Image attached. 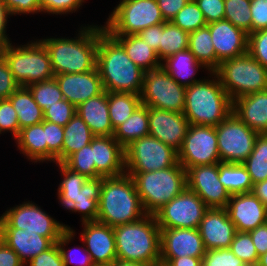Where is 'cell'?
<instances>
[{
	"mask_svg": "<svg viewBox=\"0 0 267 266\" xmlns=\"http://www.w3.org/2000/svg\"><path fill=\"white\" fill-rule=\"evenodd\" d=\"M216 52V69L227 59H232L248 52V34L234 26L230 21L220 20L207 24Z\"/></svg>",
	"mask_w": 267,
	"mask_h": 266,
	"instance_id": "ffe728a7",
	"label": "cell"
},
{
	"mask_svg": "<svg viewBox=\"0 0 267 266\" xmlns=\"http://www.w3.org/2000/svg\"><path fill=\"white\" fill-rule=\"evenodd\" d=\"M0 266H25L18 254L0 239Z\"/></svg>",
	"mask_w": 267,
	"mask_h": 266,
	"instance_id": "e7e4bbea",
	"label": "cell"
},
{
	"mask_svg": "<svg viewBox=\"0 0 267 266\" xmlns=\"http://www.w3.org/2000/svg\"><path fill=\"white\" fill-rule=\"evenodd\" d=\"M0 239L18 254L24 264L54 244L47 237L18 228H0Z\"/></svg>",
	"mask_w": 267,
	"mask_h": 266,
	"instance_id": "484cf974",
	"label": "cell"
},
{
	"mask_svg": "<svg viewBox=\"0 0 267 266\" xmlns=\"http://www.w3.org/2000/svg\"><path fill=\"white\" fill-rule=\"evenodd\" d=\"M230 249L246 266H257L259 256L249 232L237 231Z\"/></svg>",
	"mask_w": 267,
	"mask_h": 266,
	"instance_id": "7dc6e473",
	"label": "cell"
},
{
	"mask_svg": "<svg viewBox=\"0 0 267 266\" xmlns=\"http://www.w3.org/2000/svg\"><path fill=\"white\" fill-rule=\"evenodd\" d=\"M211 38L212 36L207 26L189 33L188 49L196 60L208 69V73L216 70V52Z\"/></svg>",
	"mask_w": 267,
	"mask_h": 266,
	"instance_id": "d590c367",
	"label": "cell"
},
{
	"mask_svg": "<svg viewBox=\"0 0 267 266\" xmlns=\"http://www.w3.org/2000/svg\"><path fill=\"white\" fill-rule=\"evenodd\" d=\"M109 266H148V265L143 264V263H138V262H125V261L116 260Z\"/></svg>",
	"mask_w": 267,
	"mask_h": 266,
	"instance_id": "a7ac6f4b",
	"label": "cell"
},
{
	"mask_svg": "<svg viewBox=\"0 0 267 266\" xmlns=\"http://www.w3.org/2000/svg\"><path fill=\"white\" fill-rule=\"evenodd\" d=\"M8 99L16 111L20 129L44 121L43 111L27 87L20 86Z\"/></svg>",
	"mask_w": 267,
	"mask_h": 266,
	"instance_id": "d6a6232c",
	"label": "cell"
},
{
	"mask_svg": "<svg viewBox=\"0 0 267 266\" xmlns=\"http://www.w3.org/2000/svg\"><path fill=\"white\" fill-rule=\"evenodd\" d=\"M251 193L267 207V179L253 184Z\"/></svg>",
	"mask_w": 267,
	"mask_h": 266,
	"instance_id": "003e7915",
	"label": "cell"
},
{
	"mask_svg": "<svg viewBox=\"0 0 267 266\" xmlns=\"http://www.w3.org/2000/svg\"><path fill=\"white\" fill-rule=\"evenodd\" d=\"M75 233L76 232L72 228L67 229L56 242L60 249L63 262H64V266H69V265H74V264L76 266H95L83 242H82V246H83L82 248L80 246L75 247L73 249L69 248V250L65 248L66 245H68L70 242L73 241V239L76 236ZM79 253L81 254L83 253L82 255H80V259L77 258L79 256Z\"/></svg>",
	"mask_w": 267,
	"mask_h": 266,
	"instance_id": "b9f144b4",
	"label": "cell"
},
{
	"mask_svg": "<svg viewBox=\"0 0 267 266\" xmlns=\"http://www.w3.org/2000/svg\"><path fill=\"white\" fill-rule=\"evenodd\" d=\"M138 35L142 38V40L148 44L151 48H153L157 56L159 58V46L161 39V24L150 26L144 30H142Z\"/></svg>",
	"mask_w": 267,
	"mask_h": 266,
	"instance_id": "94428289",
	"label": "cell"
},
{
	"mask_svg": "<svg viewBox=\"0 0 267 266\" xmlns=\"http://www.w3.org/2000/svg\"><path fill=\"white\" fill-rule=\"evenodd\" d=\"M117 260L148 266L160 263V227L154 215L113 227Z\"/></svg>",
	"mask_w": 267,
	"mask_h": 266,
	"instance_id": "5b68a950",
	"label": "cell"
},
{
	"mask_svg": "<svg viewBox=\"0 0 267 266\" xmlns=\"http://www.w3.org/2000/svg\"><path fill=\"white\" fill-rule=\"evenodd\" d=\"M62 164L69 170L85 175L87 178H96L93 150L90 144L71 154Z\"/></svg>",
	"mask_w": 267,
	"mask_h": 266,
	"instance_id": "f6af8a7d",
	"label": "cell"
},
{
	"mask_svg": "<svg viewBox=\"0 0 267 266\" xmlns=\"http://www.w3.org/2000/svg\"><path fill=\"white\" fill-rule=\"evenodd\" d=\"M198 229L206 251L230 248L237 232L225 208H209Z\"/></svg>",
	"mask_w": 267,
	"mask_h": 266,
	"instance_id": "7402d4cb",
	"label": "cell"
},
{
	"mask_svg": "<svg viewBox=\"0 0 267 266\" xmlns=\"http://www.w3.org/2000/svg\"><path fill=\"white\" fill-rule=\"evenodd\" d=\"M20 85L14 79L8 64L0 54V99H8Z\"/></svg>",
	"mask_w": 267,
	"mask_h": 266,
	"instance_id": "9f6ffc18",
	"label": "cell"
},
{
	"mask_svg": "<svg viewBox=\"0 0 267 266\" xmlns=\"http://www.w3.org/2000/svg\"><path fill=\"white\" fill-rule=\"evenodd\" d=\"M209 77L186 87L184 116L191 125L216 127L232 111L233 101L221 86L218 76ZM214 76V77H213Z\"/></svg>",
	"mask_w": 267,
	"mask_h": 266,
	"instance_id": "277c9868",
	"label": "cell"
},
{
	"mask_svg": "<svg viewBox=\"0 0 267 266\" xmlns=\"http://www.w3.org/2000/svg\"><path fill=\"white\" fill-rule=\"evenodd\" d=\"M225 209L236 231L250 232L267 223V207L251 192L231 195Z\"/></svg>",
	"mask_w": 267,
	"mask_h": 266,
	"instance_id": "44dd1931",
	"label": "cell"
},
{
	"mask_svg": "<svg viewBox=\"0 0 267 266\" xmlns=\"http://www.w3.org/2000/svg\"><path fill=\"white\" fill-rule=\"evenodd\" d=\"M60 169L63 177L57 188L58 202L63 208H67L73 201H76L78 192L88 180L85 175L75 173L65 167L62 163H55Z\"/></svg>",
	"mask_w": 267,
	"mask_h": 266,
	"instance_id": "ab89813d",
	"label": "cell"
},
{
	"mask_svg": "<svg viewBox=\"0 0 267 266\" xmlns=\"http://www.w3.org/2000/svg\"><path fill=\"white\" fill-rule=\"evenodd\" d=\"M12 16L4 0H0V50L6 46L12 44L9 38L7 31V23L9 22L8 18Z\"/></svg>",
	"mask_w": 267,
	"mask_h": 266,
	"instance_id": "6125c7cd",
	"label": "cell"
},
{
	"mask_svg": "<svg viewBox=\"0 0 267 266\" xmlns=\"http://www.w3.org/2000/svg\"><path fill=\"white\" fill-rule=\"evenodd\" d=\"M214 73L232 101L240 96L267 90V68L248 52L222 61Z\"/></svg>",
	"mask_w": 267,
	"mask_h": 266,
	"instance_id": "ba28073f",
	"label": "cell"
},
{
	"mask_svg": "<svg viewBox=\"0 0 267 266\" xmlns=\"http://www.w3.org/2000/svg\"><path fill=\"white\" fill-rule=\"evenodd\" d=\"M156 266H166L165 264L159 263Z\"/></svg>",
	"mask_w": 267,
	"mask_h": 266,
	"instance_id": "2644e50d",
	"label": "cell"
},
{
	"mask_svg": "<svg viewBox=\"0 0 267 266\" xmlns=\"http://www.w3.org/2000/svg\"><path fill=\"white\" fill-rule=\"evenodd\" d=\"M25 266H64L63 258L57 243L29 260Z\"/></svg>",
	"mask_w": 267,
	"mask_h": 266,
	"instance_id": "db71d44e",
	"label": "cell"
},
{
	"mask_svg": "<svg viewBox=\"0 0 267 266\" xmlns=\"http://www.w3.org/2000/svg\"><path fill=\"white\" fill-rule=\"evenodd\" d=\"M17 150L32 163H47V142H45L44 121L20 129L15 139Z\"/></svg>",
	"mask_w": 267,
	"mask_h": 266,
	"instance_id": "f1b7e54d",
	"label": "cell"
},
{
	"mask_svg": "<svg viewBox=\"0 0 267 266\" xmlns=\"http://www.w3.org/2000/svg\"><path fill=\"white\" fill-rule=\"evenodd\" d=\"M10 132L14 139L20 133L16 111L9 99H0V135Z\"/></svg>",
	"mask_w": 267,
	"mask_h": 266,
	"instance_id": "f907efd6",
	"label": "cell"
},
{
	"mask_svg": "<svg viewBox=\"0 0 267 266\" xmlns=\"http://www.w3.org/2000/svg\"><path fill=\"white\" fill-rule=\"evenodd\" d=\"M251 33L267 29V0H251Z\"/></svg>",
	"mask_w": 267,
	"mask_h": 266,
	"instance_id": "6f0895ef",
	"label": "cell"
},
{
	"mask_svg": "<svg viewBox=\"0 0 267 266\" xmlns=\"http://www.w3.org/2000/svg\"><path fill=\"white\" fill-rule=\"evenodd\" d=\"M258 256L267 252V223L249 232Z\"/></svg>",
	"mask_w": 267,
	"mask_h": 266,
	"instance_id": "be15d7a7",
	"label": "cell"
},
{
	"mask_svg": "<svg viewBox=\"0 0 267 266\" xmlns=\"http://www.w3.org/2000/svg\"><path fill=\"white\" fill-rule=\"evenodd\" d=\"M177 162L178 152L151 135L125 148V172H151L172 167Z\"/></svg>",
	"mask_w": 267,
	"mask_h": 266,
	"instance_id": "4fadbf2b",
	"label": "cell"
},
{
	"mask_svg": "<svg viewBox=\"0 0 267 266\" xmlns=\"http://www.w3.org/2000/svg\"><path fill=\"white\" fill-rule=\"evenodd\" d=\"M190 0H157L162 16L170 22Z\"/></svg>",
	"mask_w": 267,
	"mask_h": 266,
	"instance_id": "91938a15",
	"label": "cell"
},
{
	"mask_svg": "<svg viewBox=\"0 0 267 266\" xmlns=\"http://www.w3.org/2000/svg\"><path fill=\"white\" fill-rule=\"evenodd\" d=\"M209 207L187 187L155 214L160 229L198 228Z\"/></svg>",
	"mask_w": 267,
	"mask_h": 266,
	"instance_id": "5bb4252c",
	"label": "cell"
},
{
	"mask_svg": "<svg viewBox=\"0 0 267 266\" xmlns=\"http://www.w3.org/2000/svg\"><path fill=\"white\" fill-rule=\"evenodd\" d=\"M178 162L187 170L192 166L221 163L214 126L189 125Z\"/></svg>",
	"mask_w": 267,
	"mask_h": 266,
	"instance_id": "9a60e30c",
	"label": "cell"
},
{
	"mask_svg": "<svg viewBox=\"0 0 267 266\" xmlns=\"http://www.w3.org/2000/svg\"><path fill=\"white\" fill-rule=\"evenodd\" d=\"M80 240L84 243L95 266H109L117 260L113 227L90 221L81 223Z\"/></svg>",
	"mask_w": 267,
	"mask_h": 266,
	"instance_id": "e0dca14e",
	"label": "cell"
},
{
	"mask_svg": "<svg viewBox=\"0 0 267 266\" xmlns=\"http://www.w3.org/2000/svg\"><path fill=\"white\" fill-rule=\"evenodd\" d=\"M124 48L129 58L145 72L161 66L156 51L137 35H112Z\"/></svg>",
	"mask_w": 267,
	"mask_h": 266,
	"instance_id": "4dcf8cb0",
	"label": "cell"
},
{
	"mask_svg": "<svg viewBox=\"0 0 267 266\" xmlns=\"http://www.w3.org/2000/svg\"><path fill=\"white\" fill-rule=\"evenodd\" d=\"M95 135L84 120L76 113L64 126V140L62 147V163L82 147L89 145Z\"/></svg>",
	"mask_w": 267,
	"mask_h": 266,
	"instance_id": "836d02e7",
	"label": "cell"
},
{
	"mask_svg": "<svg viewBox=\"0 0 267 266\" xmlns=\"http://www.w3.org/2000/svg\"><path fill=\"white\" fill-rule=\"evenodd\" d=\"M96 178L125 173V149L113 136H95L91 143Z\"/></svg>",
	"mask_w": 267,
	"mask_h": 266,
	"instance_id": "cb8c5ba5",
	"label": "cell"
},
{
	"mask_svg": "<svg viewBox=\"0 0 267 266\" xmlns=\"http://www.w3.org/2000/svg\"><path fill=\"white\" fill-rule=\"evenodd\" d=\"M202 266H246L230 248L211 249L202 257Z\"/></svg>",
	"mask_w": 267,
	"mask_h": 266,
	"instance_id": "c3c4849f",
	"label": "cell"
},
{
	"mask_svg": "<svg viewBox=\"0 0 267 266\" xmlns=\"http://www.w3.org/2000/svg\"><path fill=\"white\" fill-rule=\"evenodd\" d=\"M205 252L198 228L160 229V258H202Z\"/></svg>",
	"mask_w": 267,
	"mask_h": 266,
	"instance_id": "d6986e66",
	"label": "cell"
},
{
	"mask_svg": "<svg viewBox=\"0 0 267 266\" xmlns=\"http://www.w3.org/2000/svg\"><path fill=\"white\" fill-rule=\"evenodd\" d=\"M135 183L143 209L154 215L186 187V169L177 162L174 166L151 172H126Z\"/></svg>",
	"mask_w": 267,
	"mask_h": 266,
	"instance_id": "8992f818",
	"label": "cell"
},
{
	"mask_svg": "<svg viewBox=\"0 0 267 266\" xmlns=\"http://www.w3.org/2000/svg\"><path fill=\"white\" fill-rule=\"evenodd\" d=\"M189 33L183 31L171 21L161 23L159 59L163 61L170 55L188 49Z\"/></svg>",
	"mask_w": 267,
	"mask_h": 266,
	"instance_id": "74e56055",
	"label": "cell"
},
{
	"mask_svg": "<svg viewBox=\"0 0 267 266\" xmlns=\"http://www.w3.org/2000/svg\"><path fill=\"white\" fill-rule=\"evenodd\" d=\"M218 178L219 163L192 166L186 170L187 188L195 192L209 208H226L231 197Z\"/></svg>",
	"mask_w": 267,
	"mask_h": 266,
	"instance_id": "2e32d148",
	"label": "cell"
},
{
	"mask_svg": "<svg viewBox=\"0 0 267 266\" xmlns=\"http://www.w3.org/2000/svg\"><path fill=\"white\" fill-rule=\"evenodd\" d=\"M207 24L224 20V0H195Z\"/></svg>",
	"mask_w": 267,
	"mask_h": 266,
	"instance_id": "11a10c76",
	"label": "cell"
},
{
	"mask_svg": "<svg viewBox=\"0 0 267 266\" xmlns=\"http://www.w3.org/2000/svg\"><path fill=\"white\" fill-rule=\"evenodd\" d=\"M218 180L230 195L250 193L253 186L251 177L242 163H219Z\"/></svg>",
	"mask_w": 267,
	"mask_h": 266,
	"instance_id": "e575fe53",
	"label": "cell"
},
{
	"mask_svg": "<svg viewBox=\"0 0 267 266\" xmlns=\"http://www.w3.org/2000/svg\"><path fill=\"white\" fill-rule=\"evenodd\" d=\"M215 129L221 163H243L252 153L259 135L234 112H231Z\"/></svg>",
	"mask_w": 267,
	"mask_h": 266,
	"instance_id": "7c38bea8",
	"label": "cell"
},
{
	"mask_svg": "<svg viewBox=\"0 0 267 266\" xmlns=\"http://www.w3.org/2000/svg\"><path fill=\"white\" fill-rule=\"evenodd\" d=\"M63 97L75 107L104 92L97 67L84 73L54 75Z\"/></svg>",
	"mask_w": 267,
	"mask_h": 266,
	"instance_id": "603a6c76",
	"label": "cell"
},
{
	"mask_svg": "<svg viewBox=\"0 0 267 266\" xmlns=\"http://www.w3.org/2000/svg\"><path fill=\"white\" fill-rule=\"evenodd\" d=\"M33 95L34 101L40 106L43 113L56 102L63 100V93L55 78L32 83L27 86Z\"/></svg>",
	"mask_w": 267,
	"mask_h": 266,
	"instance_id": "7bdbcfd3",
	"label": "cell"
},
{
	"mask_svg": "<svg viewBox=\"0 0 267 266\" xmlns=\"http://www.w3.org/2000/svg\"><path fill=\"white\" fill-rule=\"evenodd\" d=\"M0 228H18L49 238L56 243L70 226L52 218L36 203L24 201L10 207L0 216Z\"/></svg>",
	"mask_w": 267,
	"mask_h": 266,
	"instance_id": "30bf717a",
	"label": "cell"
},
{
	"mask_svg": "<svg viewBox=\"0 0 267 266\" xmlns=\"http://www.w3.org/2000/svg\"><path fill=\"white\" fill-rule=\"evenodd\" d=\"M102 178H88L78 192L76 201H73L66 210L81 214V222L97 221L98 203L102 186Z\"/></svg>",
	"mask_w": 267,
	"mask_h": 266,
	"instance_id": "f546056e",
	"label": "cell"
},
{
	"mask_svg": "<svg viewBox=\"0 0 267 266\" xmlns=\"http://www.w3.org/2000/svg\"><path fill=\"white\" fill-rule=\"evenodd\" d=\"M45 142H47V162L62 163L64 127L44 120Z\"/></svg>",
	"mask_w": 267,
	"mask_h": 266,
	"instance_id": "bcb514c9",
	"label": "cell"
},
{
	"mask_svg": "<svg viewBox=\"0 0 267 266\" xmlns=\"http://www.w3.org/2000/svg\"><path fill=\"white\" fill-rule=\"evenodd\" d=\"M257 266H267V252L259 256Z\"/></svg>",
	"mask_w": 267,
	"mask_h": 266,
	"instance_id": "89a4df30",
	"label": "cell"
},
{
	"mask_svg": "<svg viewBox=\"0 0 267 266\" xmlns=\"http://www.w3.org/2000/svg\"><path fill=\"white\" fill-rule=\"evenodd\" d=\"M13 15L41 13L40 0H4Z\"/></svg>",
	"mask_w": 267,
	"mask_h": 266,
	"instance_id": "680465c9",
	"label": "cell"
},
{
	"mask_svg": "<svg viewBox=\"0 0 267 266\" xmlns=\"http://www.w3.org/2000/svg\"><path fill=\"white\" fill-rule=\"evenodd\" d=\"M0 54L22 87L54 78L50 55L39 39L24 45L10 44L1 49Z\"/></svg>",
	"mask_w": 267,
	"mask_h": 266,
	"instance_id": "52a82bcc",
	"label": "cell"
},
{
	"mask_svg": "<svg viewBox=\"0 0 267 266\" xmlns=\"http://www.w3.org/2000/svg\"><path fill=\"white\" fill-rule=\"evenodd\" d=\"M232 112L252 130L267 133V90L238 97Z\"/></svg>",
	"mask_w": 267,
	"mask_h": 266,
	"instance_id": "d4e9b609",
	"label": "cell"
},
{
	"mask_svg": "<svg viewBox=\"0 0 267 266\" xmlns=\"http://www.w3.org/2000/svg\"><path fill=\"white\" fill-rule=\"evenodd\" d=\"M85 0H40L41 13L64 15L78 12Z\"/></svg>",
	"mask_w": 267,
	"mask_h": 266,
	"instance_id": "f5cc1de1",
	"label": "cell"
},
{
	"mask_svg": "<svg viewBox=\"0 0 267 266\" xmlns=\"http://www.w3.org/2000/svg\"><path fill=\"white\" fill-rule=\"evenodd\" d=\"M145 213L133 178L126 172L103 177L97 221L115 227L141 220Z\"/></svg>",
	"mask_w": 267,
	"mask_h": 266,
	"instance_id": "3957f363",
	"label": "cell"
},
{
	"mask_svg": "<svg viewBox=\"0 0 267 266\" xmlns=\"http://www.w3.org/2000/svg\"><path fill=\"white\" fill-rule=\"evenodd\" d=\"M248 53L267 68V29L248 34Z\"/></svg>",
	"mask_w": 267,
	"mask_h": 266,
	"instance_id": "816d5d0a",
	"label": "cell"
},
{
	"mask_svg": "<svg viewBox=\"0 0 267 266\" xmlns=\"http://www.w3.org/2000/svg\"><path fill=\"white\" fill-rule=\"evenodd\" d=\"M189 121L183 113L148 107L149 135L177 152L181 149Z\"/></svg>",
	"mask_w": 267,
	"mask_h": 266,
	"instance_id": "ac0fdd59",
	"label": "cell"
},
{
	"mask_svg": "<svg viewBox=\"0 0 267 266\" xmlns=\"http://www.w3.org/2000/svg\"><path fill=\"white\" fill-rule=\"evenodd\" d=\"M149 135L148 106L141 104L114 131L113 137L125 149L133 141Z\"/></svg>",
	"mask_w": 267,
	"mask_h": 266,
	"instance_id": "1f68e13d",
	"label": "cell"
},
{
	"mask_svg": "<svg viewBox=\"0 0 267 266\" xmlns=\"http://www.w3.org/2000/svg\"><path fill=\"white\" fill-rule=\"evenodd\" d=\"M161 66L178 84L185 87L203 80L195 77L200 68L208 70L189 49L168 56L161 61Z\"/></svg>",
	"mask_w": 267,
	"mask_h": 266,
	"instance_id": "83f0119b",
	"label": "cell"
},
{
	"mask_svg": "<svg viewBox=\"0 0 267 266\" xmlns=\"http://www.w3.org/2000/svg\"><path fill=\"white\" fill-rule=\"evenodd\" d=\"M96 67L104 91L140 95L145 71L129 58L122 45L105 30L104 25L98 26Z\"/></svg>",
	"mask_w": 267,
	"mask_h": 266,
	"instance_id": "6da1fadb",
	"label": "cell"
},
{
	"mask_svg": "<svg viewBox=\"0 0 267 266\" xmlns=\"http://www.w3.org/2000/svg\"><path fill=\"white\" fill-rule=\"evenodd\" d=\"M242 164L253 184L267 179V133L257 136L252 153Z\"/></svg>",
	"mask_w": 267,
	"mask_h": 266,
	"instance_id": "f35d334b",
	"label": "cell"
},
{
	"mask_svg": "<svg viewBox=\"0 0 267 266\" xmlns=\"http://www.w3.org/2000/svg\"><path fill=\"white\" fill-rule=\"evenodd\" d=\"M76 113L84 120L95 136H113L110 121L108 92L88 99L76 107Z\"/></svg>",
	"mask_w": 267,
	"mask_h": 266,
	"instance_id": "4316f807",
	"label": "cell"
},
{
	"mask_svg": "<svg viewBox=\"0 0 267 266\" xmlns=\"http://www.w3.org/2000/svg\"><path fill=\"white\" fill-rule=\"evenodd\" d=\"M186 87L178 84L162 67L145 72L141 103L156 109L183 113Z\"/></svg>",
	"mask_w": 267,
	"mask_h": 266,
	"instance_id": "8fae6325",
	"label": "cell"
},
{
	"mask_svg": "<svg viewBox=\"0 0 267 266\" xmlns=\"http://www.w3.org/2000/svg\"><path fill=\"white\" fill-rule=\"evenodd\" d=\"M108 17L104 28L111 35H137L166 22L157 0H120Z\"/></svg>",
	"mask_w": 267,
	"mask_h": 266,
	"instance_id": "9c48e42d",
	"label": "cell"
},
{
	"mask_svg": "<svg viewBox=\"0 0 267 266\" xmlns=\"http://www.w3.org/2000/svg\"><path fill=\"white\" fill-rule=\"evenodd\" d=\"M171 22L187 33L207 26L202 11L195 0H190L171 20Z\"/></svg>",
	"mask_w": 267,
	"mask_h": 266,
	"instance_id": "ee69618b",
	"label": "cell"
},
{
	"mask_svg": "<svg viewBox=\"0 0 267 266\" xmlns=\"http://www.w3.org/2000/svg\"><path fill=\"white\" fill-rule=\"evenodd\" d=\"M251 0H224V20L247 34L251 33Z\"/></svg>",
	"mask_w": 267,
	"mask_h": 266,
	"instance_id": "60d3db41",
	"label": "cell"
},
{
	"mask_svg": "<svg viewBox=\"0 0 267 266\" xmlns=\"http://www.w3.org/2000/svg\"><path fill=\"white\" fill-rule=\"evenodd\" d=\"M166 266H202V258L183 256L178 258H160Z\"/></svg>",
	"mask_w": 267,
	"mask_h": 266,
	"instance_id": "03108f58",
	"label": "cell"
},
{
	"mask_svg": "<svg viewBox=\"0 0 267 266\" xmlns=\"http://www.w3.org/2000/svg\"><path fill=\"white\" fill-rule=\"evenodd\" d=\"M141 104L138 94L108 92L109 116L113 129L125 122Z\"/></svg>",
	"mask_w": 267,
	"mask_h": 266,
	"instance_id": "8d00e7d4",
	"label": "cell"
},
{
	"mask_svg": "<svg viewBox=\"0 0 267 266\" xmlns=\"http://www.w3.org/2000/svg\"><path fill=\"white\" fill-rule=\"evenodd\" d=\"M47 48L54 75L84 73L97 63L98 25L82 26L74 38L39 39Z\"/></svg>",
	"mask_w": 267,
	"mask_h": 266,
	"instance_id": "7a4b0ae2",
	"label": "cell"
},
{
	"mask_svg": "<svg viewBox=\"0 0 267 266\" xmlns=\"http://www.w3.org/2000/svg\"><path fill=\"white\" fill-rule=\"evenodd\" d=\"M43 114L44 120L64 127L76 114V107L63 99L50 106Z\"/></svg>",
	"mask_w": 267,
	"mask_h": 266,
	"instance_id": "681fc988",
	"label": "cell"
}]
</instances>
